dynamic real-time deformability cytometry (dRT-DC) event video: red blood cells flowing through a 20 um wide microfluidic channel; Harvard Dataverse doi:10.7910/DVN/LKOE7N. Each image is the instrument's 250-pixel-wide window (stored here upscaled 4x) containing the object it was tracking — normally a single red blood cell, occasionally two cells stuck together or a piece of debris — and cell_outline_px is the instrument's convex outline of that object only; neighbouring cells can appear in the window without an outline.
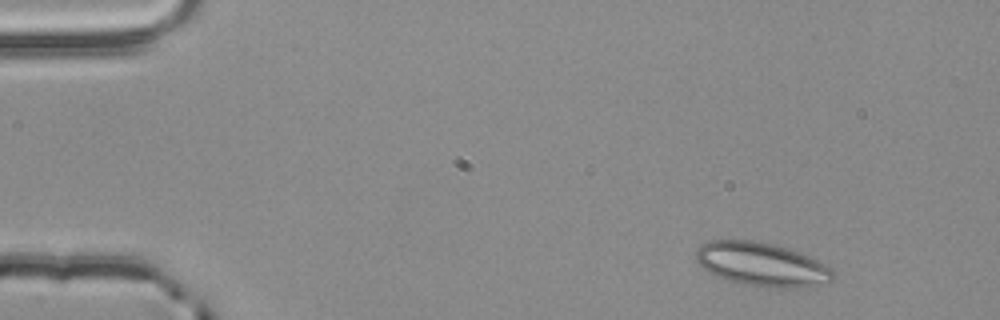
{"species": "common noctule bat (a hibernating species)", "species_latin": "Nyctalus noctula", "temperature_condition": "room temperature", "stored_images_in_passage": 3, "camera_frame_rate_fps": 3000, "um_per_image_px": 0.085, "animal": {"sex": "male", "body_mass_g": 20.4}, "frame": {"image": 1, "passage_image": 1, "time_ms": 0.0, "image_size_px": [1000, 320], "cell_outline_px": [[836, 276], [832, 280], [812, 288], [764, 288], [740, 284], [716, 276], [708, 272], [696, 260], [696, 252], [700, 244], [712, 240], [756, 240], [776, 244], [800, 252], [832, 268]], "centroid_in_image_um": [64.78, 22.49], "position_along_channel_um": 20.2, "area_um2": 35.6}}